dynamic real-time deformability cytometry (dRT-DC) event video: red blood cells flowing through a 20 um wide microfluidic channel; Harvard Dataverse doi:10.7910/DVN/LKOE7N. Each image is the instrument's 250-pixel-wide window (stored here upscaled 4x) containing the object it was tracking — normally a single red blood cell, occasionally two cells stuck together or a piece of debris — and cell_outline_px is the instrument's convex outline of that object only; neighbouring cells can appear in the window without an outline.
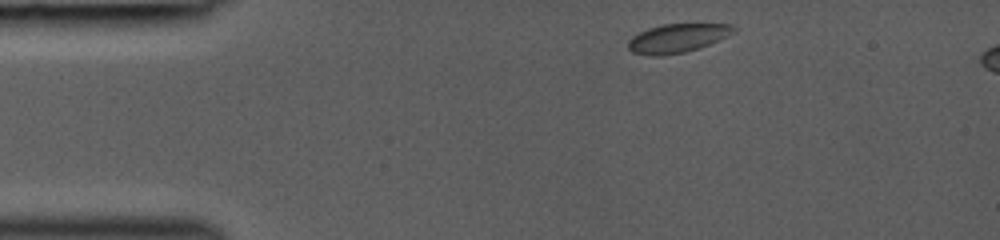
{"species": "common noctule bat (a hibernating species)", "species_latin": "Nyctalus noctula", "temperature_condition": "room temperature", "stored_images_in_passage": 36, "camera_frame_rate_fps": 3000, "um_per_image_px": 0.085, "animal": {"sex": "female", "body_mass_g": 19.0, "forearm_length_mm": 53.3}, "frame": {"image": 1, "passage_image": 1, "time_ms": 0.0, "image_size_px": [1000, 240], "cell_outline_px": [[736, 28], [728, 36], [700, 48], [684, 52], [660, 56], [648, 56], [632, 52], [628, 48], [628, 40], [632, 36], [648, 28], [664, 24], [732, 24]], "centroid_in_image_um": [57.55, 3.25], "position_along_channel_um": 27.4, "area_um2": 17.69}}
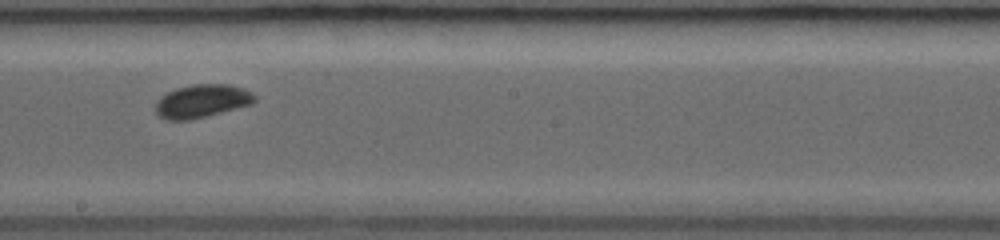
{"frame": {"image": 2, "passage_image": 19, "time_ms": 6.0, "image_size_px": [1000, 240], "cell_outline_px": [[256, 100], [252, 104], [188, 120], [168, 120], [160, 116], [156, 112], [156, 100], [160, 96], [176, 88], [192, 84], [228, 84], [244, 88], [252, 92], [256, 96]], "centroid_in_image_um": [17.16, 8.57], "position_along_channel_um": 231.0, "area_um2": 19.07}}
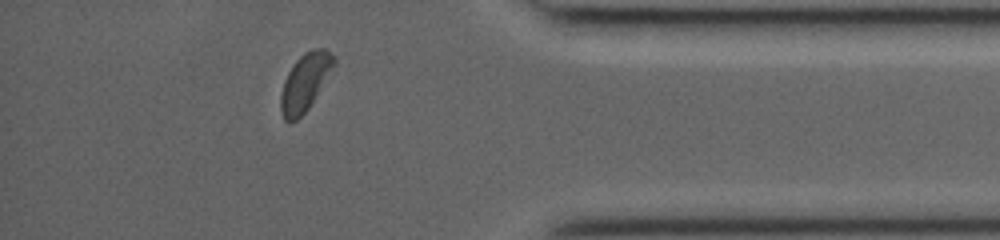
{"frame": {"image": 3, "passage_image": 32, "time_ms": 10.333, "image_size_px": [1000, 240], "cell_outline_px": [[336, 64], [308, 108], [296, 120], [284, 120], [280, 108], [280, 96], [284, 80], [288, 72], [296, 60], [304, 52], [312, 48], [324, 48], [336, 56]], "centroid_in_image_um": [25.94, 6.93], "position_along_channel_um": 409.3, "area_um2": 17.63}}